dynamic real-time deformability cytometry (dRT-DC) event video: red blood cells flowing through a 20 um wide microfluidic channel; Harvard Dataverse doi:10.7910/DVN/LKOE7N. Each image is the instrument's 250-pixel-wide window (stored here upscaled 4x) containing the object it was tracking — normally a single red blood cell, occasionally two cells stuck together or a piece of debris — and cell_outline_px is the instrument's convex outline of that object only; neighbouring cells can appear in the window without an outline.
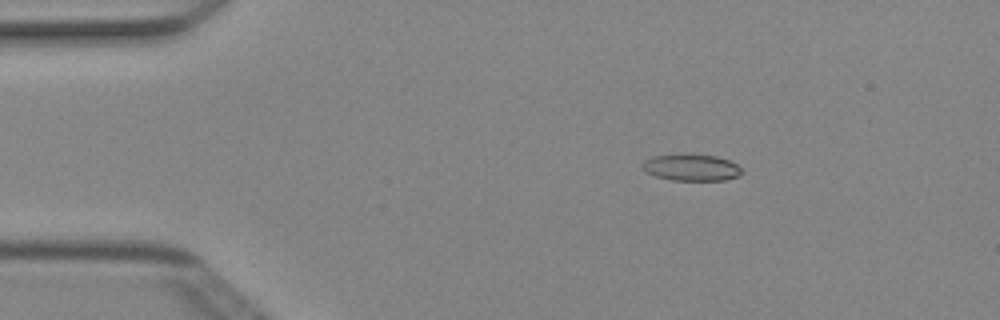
{"species": "Egyptian fruit bat (a non-hibernating species)", "species_latin": "Rousettus aegyptiacus", "temperature_condition": "cold", "stored_images_in_passage": 7, "camera_frame_rate_fps": 3000, "um_per_image_px": 0.085, "animal": {"sex": "female"}, "frame": {"image": 1, "passage_image": 3, "time_ms": 0.667, "image_size_px": [1000, 320], "cell_outline_px": [[744, 172], [736, 176], [724, 180], [672, 180], [656, 176], [640, 168], [640, 164], [644, 160], [652, 156], [716, 156], [728, 160], [736, 164]], "centroid_in_image_um": [58.74, 14.26], "position_along_channel_um": 26.3, "area_um2": 14.85}}
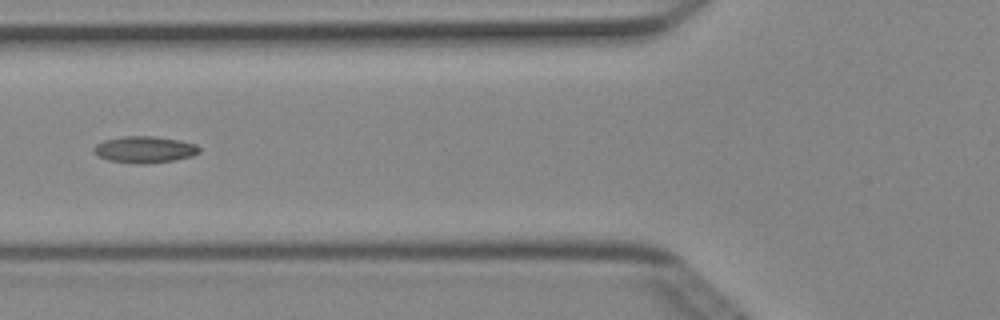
{"frame": {"image": 2, "passage_image": 6, "time_ms": 1.667, "image_size_px": [1000, 320], "cell_outline_px": [[200, 152], [192, 156], [172, 160], [148, 164], [136, 164], [108, 160], [92, 152], [92, 148], [96, 144], [104, 140], [124, 136], [152, 136], [180, 140], [196, 144], [200, 148]], "centroid_in_image_um": [12.28, 12.71], "position_along_channel_um": 113.5, "area_um2": 16.42}}
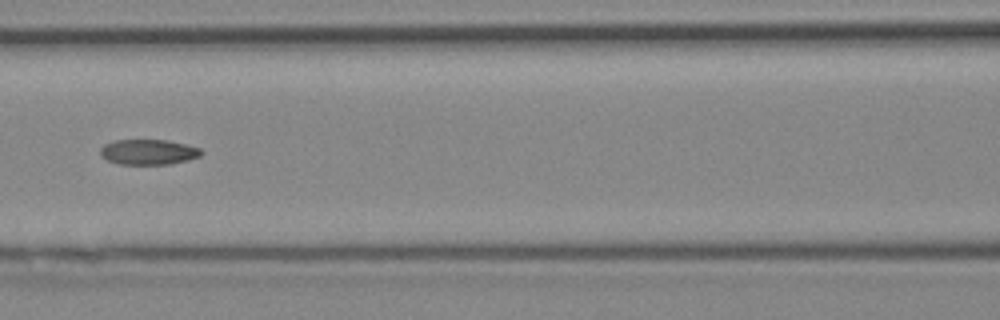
{"frame": {"image": 3, "passage_image": 7, "time_ms": 2.0, "image_size_px": [1000, 320], "cell_outline_px": [[204, 152], [200, 156], [188, 160], [168, 164], [120, 164], [108, 160], [100, 156], [100, 148], [104, 144], [112, 140], [168, 140], [200, 148]], "centroid_in_image_um": [12.6, 12.91], "position_along_channel_um": 154.0, "area_um2": 14.91}}